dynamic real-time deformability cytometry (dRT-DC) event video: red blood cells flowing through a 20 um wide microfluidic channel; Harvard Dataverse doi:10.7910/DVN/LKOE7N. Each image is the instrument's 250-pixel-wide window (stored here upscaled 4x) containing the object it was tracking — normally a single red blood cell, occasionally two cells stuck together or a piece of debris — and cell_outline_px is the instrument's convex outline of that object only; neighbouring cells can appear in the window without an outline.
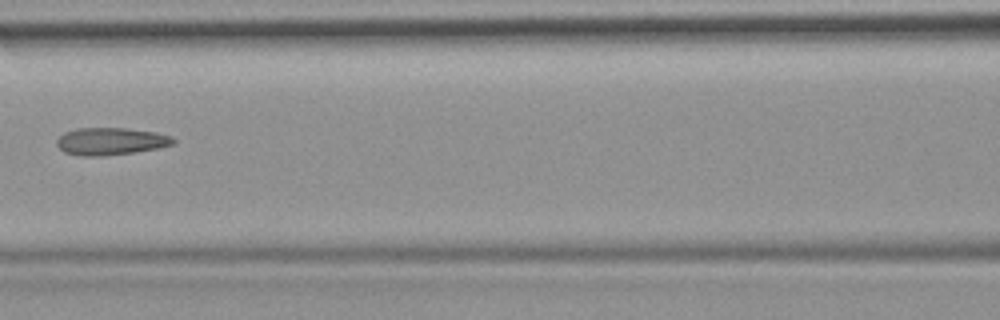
{"species": "common noctule bat (a hibernating species)", "species_latin": "Nyctalus noctula", "temperature_condition": "room temperature", "stored_images_in_passage": 5, "camera_frame_rate_fps": 3000, "um_per_image_px": 0.085, "animal": {"sex": "female", "body_mass_g": 19.9}, "frame": {"image": 1, "passage_image": 4, "time_ms": 3.667, "image_size_px": [1000, 320], "cell_outline_px": [[176, 144], [160, 148], [136, 152], [100, 156], [80, 156], [64, 152], [56, 144], [56, 140], [64, 132], [76, 128], [124, 128], [156, 132], [172, 136], [176, 140]], "centroid_in_image_um": [9.44, 12.01], "position_along_channel_um": 157.2, "area_um2": 18.79}}
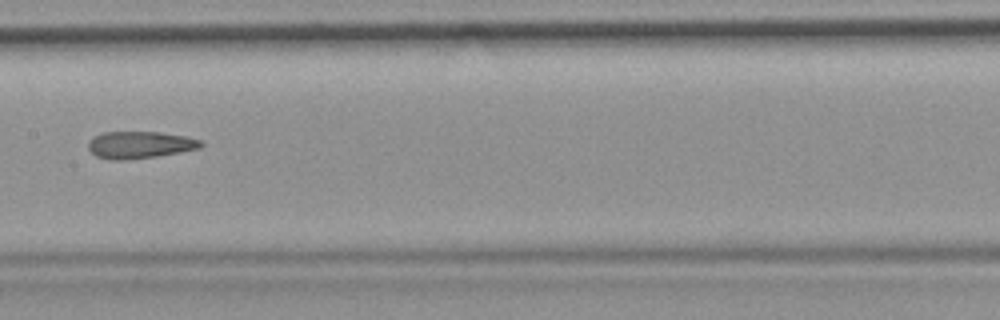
{"frame": {"image": 2, "passage_image": 5, "time_ms": 4.667, "image_size_px": [1000, 320], "cell_outline_px": [[204, 144], [200, 148], [180, 152], [156, 156], [124, 160], [108, 160], [96, 156], [88, 148], [88, 144], [92, 136], [104, 132], [160, 132], [188, 136], [200, 140]], "centroid_in_image_um": [11.88, 12.31], "position_along_channel_um": 195.5, "area_um2": 17.86}}